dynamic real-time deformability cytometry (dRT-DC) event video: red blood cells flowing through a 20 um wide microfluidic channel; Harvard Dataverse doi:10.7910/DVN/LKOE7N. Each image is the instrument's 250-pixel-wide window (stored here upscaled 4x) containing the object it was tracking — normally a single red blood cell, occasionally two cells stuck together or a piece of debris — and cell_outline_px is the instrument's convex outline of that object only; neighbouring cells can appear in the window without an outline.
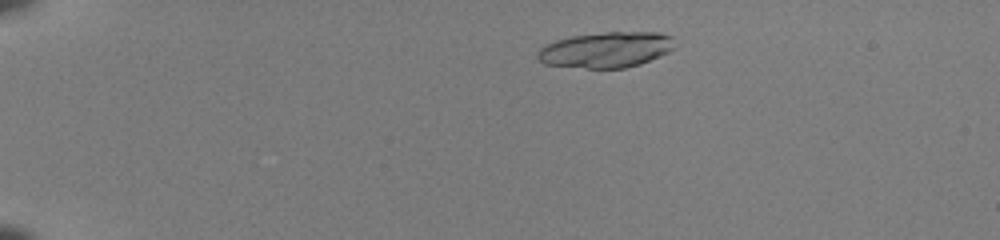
{"species": "common noctule bat (a hibernating species)", "species_latin": "Nyctalus noctula", "temperature_condition": "room temperature", "stored_images_in_passage": 47, "camera_frame_rate_fps": 3000, "um_per_image_px": 0.085, "animal": {"sex": "female", "body_mass_g": 22.0, "forearm_length_mm": 56.7}, "frame": {"image": 1, "passage_image": 7, "time_ms": 2.0, "image_size_px": [1000, 240], "cell_outline_px": [[676, 48], [668, 52], [640, 64], [624, 68], [588, 68], [544, 64], [536, 56], [536, 52], [544, 44], [556, 40], [572, 36], [604, 32], [660, 32], [672, 36]], "centroid_in_image_um": [51.52, 4.22], "position_along_channel_um": 33.5, "area_um2": 28.61}, "authors_computed_cell_mechanics": {"area_um2": 27.9752, "velocity_mm_per_s": 4.0874, "shape_relaxation_time_tau1_ms": null, "shape_relaxation_time_tau2_ms": 1.434, "deformation_change_tau1": null, "deformation_change_tau2": 0.0679}}